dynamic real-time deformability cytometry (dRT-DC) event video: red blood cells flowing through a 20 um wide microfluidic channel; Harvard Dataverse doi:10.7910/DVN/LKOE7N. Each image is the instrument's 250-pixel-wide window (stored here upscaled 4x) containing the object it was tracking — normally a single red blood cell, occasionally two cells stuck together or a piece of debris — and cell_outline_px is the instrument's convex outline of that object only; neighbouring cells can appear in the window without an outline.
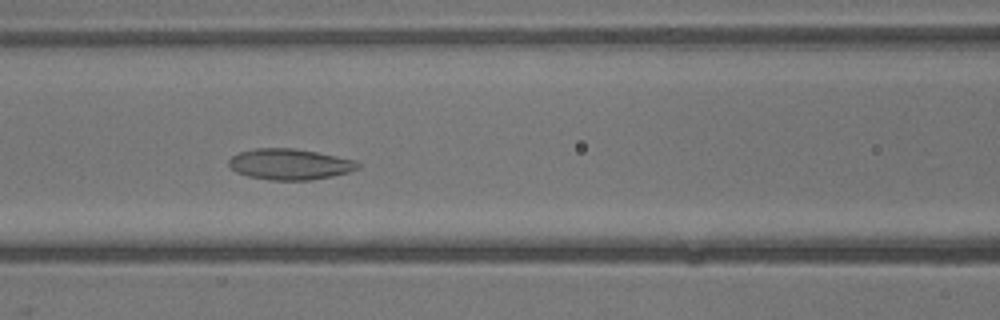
{"species": "common noctule bat (a hibernating species)", "species_latin": "Nyctalus noctula", "temperature_condition": "warm", "stored_images_in_passage": 32, "camera_frame_rate_fps": 3000, "um_per_image_px": 0.085, "animal": {"sex": "male", "body_mass_g": 13.3}, "frame": {"image": 1, "passage_image": 9, "time_ms": 2.667, "image_size_px": [1000, 320], "cell_outline_px": [[360, 168], [348, 172], [332, 176], [312, 180], [268, 180], [248, 176], [236, 172], [228, 164], [228, 160], [232, 156], [240, 152], [256, 148], [296, 148], [356, 160], [360, 164]], "centroid_in_image_um": [24.64, 13.96], "position_along_channel_um": 142.0, "area_um2": 23.29}}
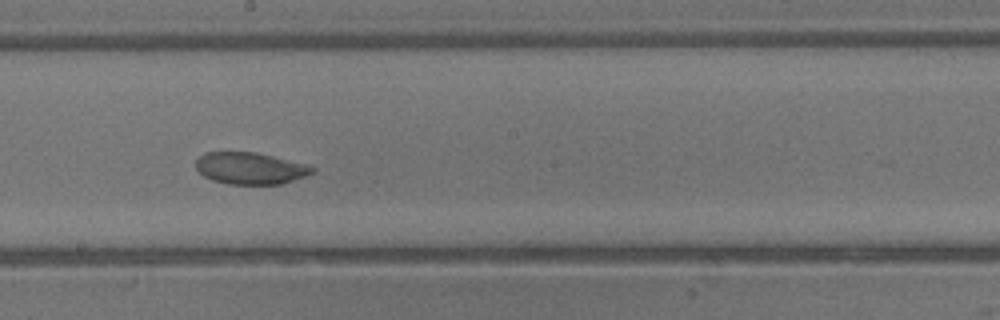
{"frame": {"image": 2, "passage_image": 14, "time_ms": 4.333, "image_size_px": [1000, 320], "cell_outline_px": [[316, 172], [280, 184], [228, 184], [212, 180], [204, 176], [196, 168], [196, 160], [204, 152], [256, 152], [304, 164], [316, 168]], "centroid_in_image_um": [21.25, 14.3], "position_along_channel_um": 227.0, "area_um2": 21.39}}
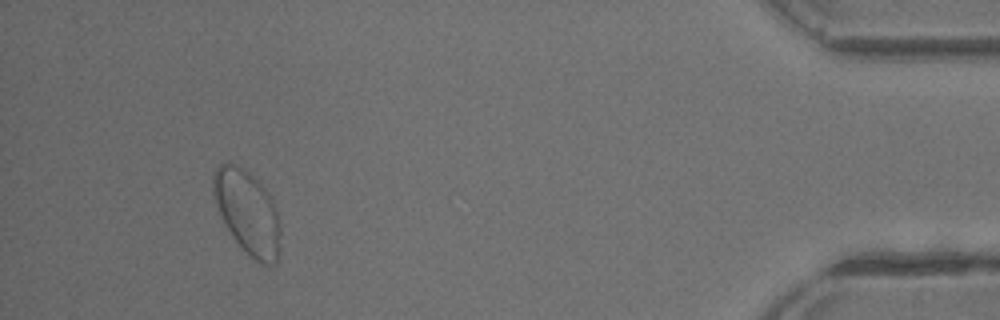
{"frame": {"image": 3, "passage_image": 29, "time_ms": 9.333, "image_size_px": [1000, 320], "cell_outline_px": [[280, 248], [276, 264], [268, 268], [256, 260], [232, 236], [224, 224], [216, 204], [212, 192], [212, 176], [216, 168], [220, 164], [232, 164], [248, 172], [268, 192], [276, 208], [280, 228]], "centroid_in_image_um": [21.05, 18.08], "position_along_channel_um": 414.2, "area_um2": 32.48}}